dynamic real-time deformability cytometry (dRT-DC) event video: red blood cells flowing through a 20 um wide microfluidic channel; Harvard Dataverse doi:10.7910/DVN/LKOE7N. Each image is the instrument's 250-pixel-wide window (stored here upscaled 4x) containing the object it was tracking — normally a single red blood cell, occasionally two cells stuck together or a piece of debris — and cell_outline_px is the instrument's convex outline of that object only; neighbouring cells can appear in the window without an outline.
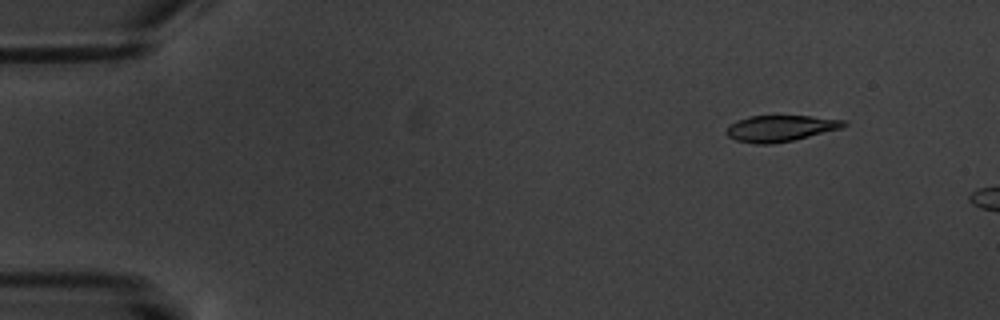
{"species": "common noctule bat (a hibernating species)", "species_latin": "Nyctalus noctula", "temperature_condition": "warm", "stored_images_in_passage": 5, "segment_of_instrument_passage": [2, 2], "camera_frame_rate_fps": 3000, "um_per_image_px": 0.085, "animal": {"sex": "male", "body_mass_g": 20.1, "forearm_length_mm": 53.5}, "frame": {"image": 1, "passage_image": 5, "time_ms": 6.667, "image_size_px": [1000, 320], "cell_outline_px": [[848, 124], [840, 128], [792, 140], [772, 144], [756, 144], [736, 140], [728, 136], [724, 132], [736, 120], [752, 116], [812, 116], [844, 120]], "centroid_in_image_um": [66.31, 10.91], "position_along_channel_um": 18.7, "area_um2": 17.63}}